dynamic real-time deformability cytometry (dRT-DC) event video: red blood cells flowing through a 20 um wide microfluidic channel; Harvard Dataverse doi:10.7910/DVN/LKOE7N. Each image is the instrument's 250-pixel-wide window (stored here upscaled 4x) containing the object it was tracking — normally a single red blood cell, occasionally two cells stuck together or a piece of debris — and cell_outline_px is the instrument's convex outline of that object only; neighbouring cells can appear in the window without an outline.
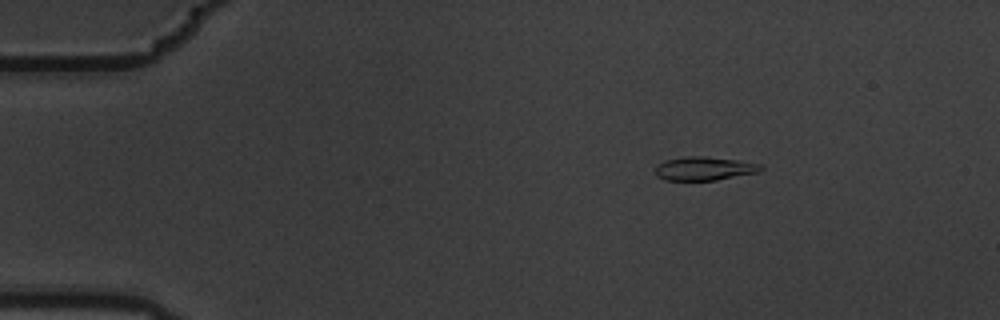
{"species": "common noctule bat (a hibernating species)", "species_latin": "Nyctalus noctula", "temperature_condition": "warm", "stored_images_in_passage": 5, "camera_frame_rate_fps": 3000, "um_per_image_px": 0.085, "animal": {"sex": "male", "body_mass_g": 19.5, "forearm_length_mm": 54.6}, "frame": {"image": 1, "passage_image": 2, "time_ms": 0.333, "image_size_px": [1000, 320], "cell_outline_px": [[764, 168], [760, 172], [716, 180], [664, 180], [656, 176], [656, 164], [664, 160], [688, 156], [704, 156], [736, 160], [760, 164]], "centroid_in_image_um": [59.85, 14.33], "position_along_channel_um": 25.2, "area_um2": 14.57}}